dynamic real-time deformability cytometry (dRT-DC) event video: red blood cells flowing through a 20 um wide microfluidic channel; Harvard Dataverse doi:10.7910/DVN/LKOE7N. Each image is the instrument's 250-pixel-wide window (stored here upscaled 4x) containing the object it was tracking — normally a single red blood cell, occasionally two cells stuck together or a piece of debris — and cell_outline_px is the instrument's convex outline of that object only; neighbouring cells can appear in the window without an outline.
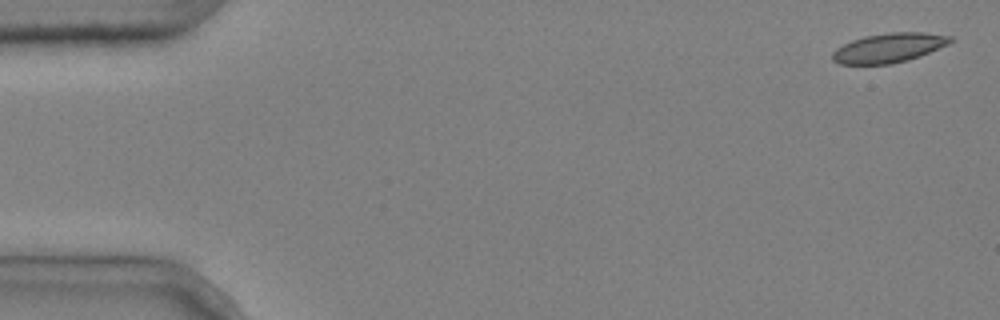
{"species": "common noctule bat (a hibernating species)", "species_latin": "Nyctalus noctula", "temperature_condition": "cold", "stored_images_in_passage": 5, "camera_frame_rate_fps": 3000, "um_per_image_px": 0.085, "animal": {"sex": "male", "body_mass_g": 20.4}, "frame": {"image": 1, "passage_image": 1, "time_ms": 0.0, "image_size_px": [1000, 320], "cell_outline_px": [[956, 40], [948, 44], [920, 56], [908, 60], [892, 64], [840, 64], [832, 60], [832, 52], [836, 48], [852, 40], [864, 36], [892, 32], [924, 32], [952, 36]], "centroid_in_image_um": [75.57, 4.06], "position_along_channel_um": 9.4, "area_um2": 20.29}}
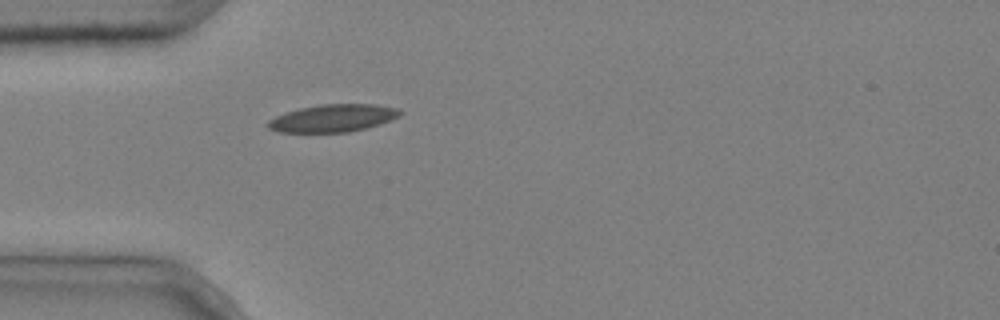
{"frame": {"image": 2, "passage_image": 5, "time_ms": 1.333, "image_size_px": [1000, 320], "cell_outline_px": [[404, 112], [400, 116], [380, 124], [348, 132], [276, 132], [268, 128], [264, 124], [268, 120], [276, 116], [300, 108], [320, 104], [376, 104], [400, 108]], "centroid_in_image_um": [28.31, 10.04], "position_along_channel_um": 56.7, "area_um2": 21.33}}